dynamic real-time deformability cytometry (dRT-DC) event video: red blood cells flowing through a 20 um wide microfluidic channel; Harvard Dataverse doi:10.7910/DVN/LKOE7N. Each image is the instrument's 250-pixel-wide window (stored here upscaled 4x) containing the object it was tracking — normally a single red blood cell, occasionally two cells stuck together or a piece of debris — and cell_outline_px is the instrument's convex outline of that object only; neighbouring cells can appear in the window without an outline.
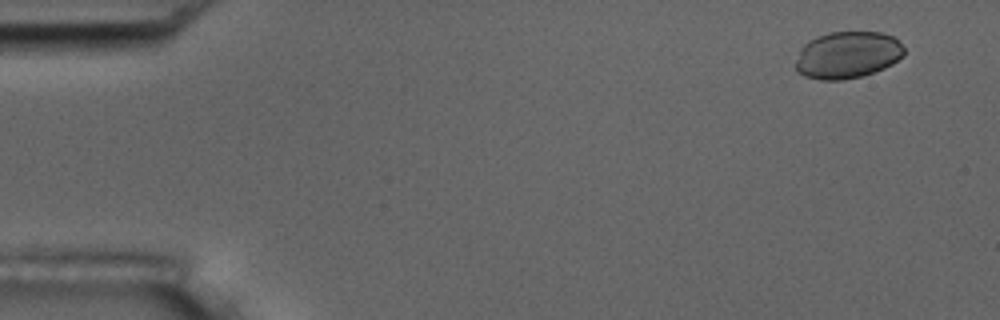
{"species": "common noctule bat (a hibernating species)", "species_latin": "Nyctalus noctula", "temperature_condition": "room temperature", "stored_images_in_passage": 6, "camera_frame_rate_fps": 3000, "um_per_image_px": 0.085, "animal": {"sex": "male", "body_mass_g": 17.5, "forearm_length_mm": 52.3}, "frame": {"image": 1, "passage_image": 1, "time_ms": 0.0, "image_size_px": [1000, 320], "cell_outline_px": [[904, 56], [892, 64], [884, 68], [860, 76], [844, 80], [820, 80], [804, 76], [796, 72], [796, 60], [800, 48], [808, 40], [816, 36], [828, 32], [880, 32], [892, 36], [904, 48]], "centroid_in_image_um": [72.0, 4.67], "position_along_channel_um": 13.0, "area_um2": 29.82}}